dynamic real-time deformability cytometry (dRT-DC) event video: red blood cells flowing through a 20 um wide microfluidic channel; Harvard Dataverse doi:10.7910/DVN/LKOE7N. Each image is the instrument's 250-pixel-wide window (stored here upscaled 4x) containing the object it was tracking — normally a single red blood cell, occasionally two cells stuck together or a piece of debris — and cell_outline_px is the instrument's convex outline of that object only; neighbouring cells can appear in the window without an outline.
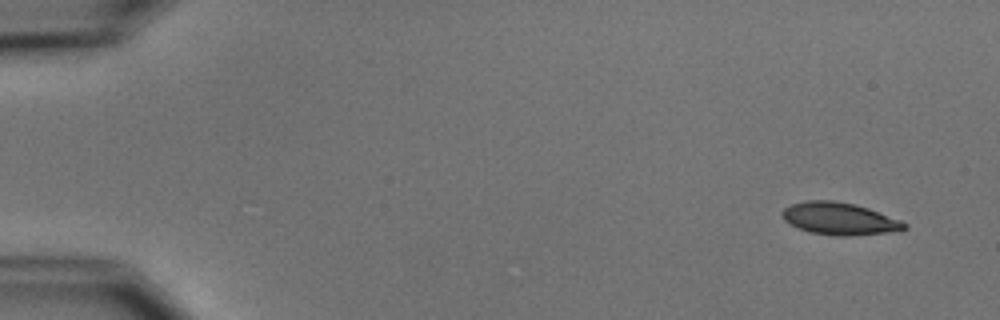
{"species": "common noctule bat (a hibernating species)", "species_latin": "Nyctalus noctula", "temperature_condition": "cold", "stored_images_in_passage": 5, "segment_of_instrument_passage": [1, 2], "camera_frame_rate_fps": 3000, "um_per_image_px": 0.085, "animal": {"sex": "male", "body_mass_g": 15.6}, "frame": {"image": 1, "passage_image": 1, "time_ms": 0.0, "image_size_px": [1000, 320], "cell_outline_px": [[908, 228], [900, 232], [848, 236], [832, 236], [808, 232], [788, 224], [784, 220], [780, 212], [784, 208], [792, 204], [804, 200], [832, 200], [852, 204], [868, 208], [900, 220], [908, 224]], "centroid_in_image_um": [71.36, 18.61], "position_along_channel_um": 13.6, "area_um2": 23.41}}
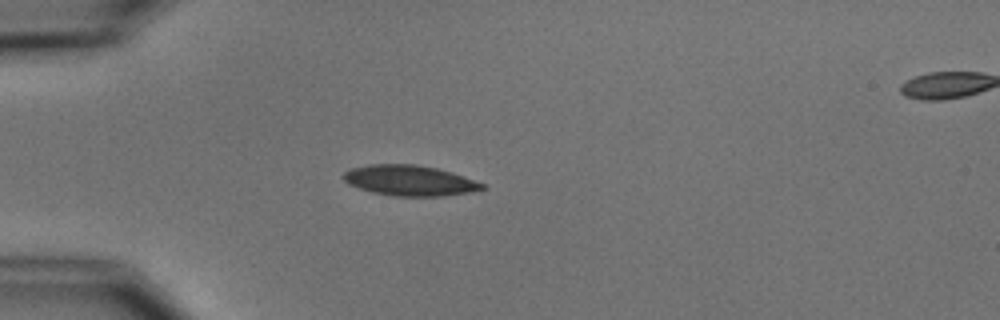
{"frame": {"image": 2, "passage_image": 4, "time_ms": 4.0, "image_size_px": [1000, 320], "cell_outline_px": [[488, 188], [468, 192], [444, 196], [392, 196], [372, 192], [348, 184], [340, 176], [348, 168], [368, 164], [416, 164], [436, 168], [452, 172], [464, 176], [484, 184]], "centroid_in_image_um": [34.78, 15.33], "position_along_channel_um": 50.2, "area_um2": 24.85}}